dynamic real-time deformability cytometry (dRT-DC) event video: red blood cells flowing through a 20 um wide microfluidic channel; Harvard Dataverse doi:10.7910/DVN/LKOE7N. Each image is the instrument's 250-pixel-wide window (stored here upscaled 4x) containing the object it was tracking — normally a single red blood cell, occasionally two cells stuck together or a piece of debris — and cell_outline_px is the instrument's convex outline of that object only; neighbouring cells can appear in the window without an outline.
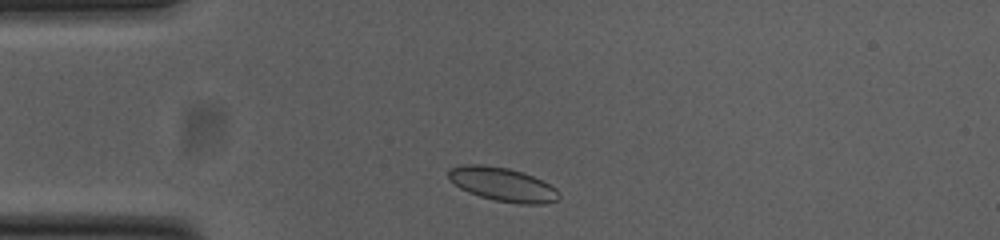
{"species": "common noctule bat (a hibernating species)", "species_latin": "Nyctalus noctula", "temperature_condition": "cold", "stored_images_in_passage": 34, "camera_frame_rate_fps": 3000, "um_per_image_px": 0.085, "animal": {"sex": "female", "body_mass_g": 23.0, "forearm_length_mm": 53.4}, "frame": {"image": 1, "passage_image": 1, "time_ms": 0.0, "image_size_px": [1000, 240], "cell_outline_px": [[560, 196], [556, 200], [544, 204], [520, 204], [496, 200], [480, 196], [468, 192], [460, 188], [448, 176], [448, 172], [452, 168], [464, 164], [480, 164], [508, 168], [524, 172], [556, 188]], "centroid_in_image_um": [42.73, 15.67], "position_along_channel_um": 42.3, "area_um2": 21.44}}
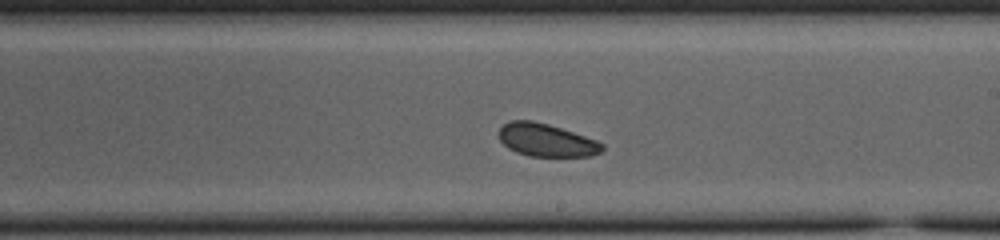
{"frame": {"image": 2, "passage_image": 19, "time_ms": 6.0, "image_size_px": [1000, 240], "cell_outline_px": [[604, 148], [600, 152], [592, 156], [528, 156], [516, 152], [508, 148], [500, 140], [500, 128], [504, 124], [512, 120], [532, 120], [548, 124], [596, 140], [604, 144]], "centroid_in_image_um": [46.44, 11.92], "position_along_channel_um": 242.6, "area_um2": 19.59}}
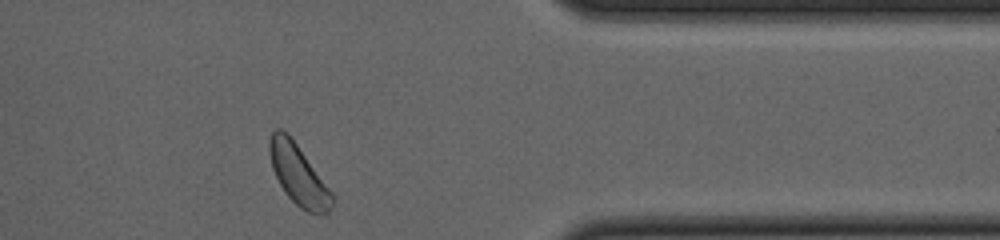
{"frame": {"image": 3, "passage_image": 32, "time_ms": 10.333, "image_size_px": [1000, 240], "cell_outline_px": [[336, 200], [328, 216], [324, 216], [308, 212], [300, 208], [284, 192], [272, 168], [268, 152], [268, 144], [272, 132], [276, 128], [280, 128], [288, 132], [332, 192]], "centroid_in_image_um": [25.39, 14.89], "position_along_channel_um": 386.0, "area_um2": 22.37}, "authors_computed_cell_mechanics": {"area_um2": 20.4612, "velocity_mm_per_s": 3.7217, "shape_relaxation_time_tau1_ms": null, "shape_relaxation_time_tau2_ms": 3.6602, "deformation_change_tau1": null, "deformation_change_tau2": 0.064}}